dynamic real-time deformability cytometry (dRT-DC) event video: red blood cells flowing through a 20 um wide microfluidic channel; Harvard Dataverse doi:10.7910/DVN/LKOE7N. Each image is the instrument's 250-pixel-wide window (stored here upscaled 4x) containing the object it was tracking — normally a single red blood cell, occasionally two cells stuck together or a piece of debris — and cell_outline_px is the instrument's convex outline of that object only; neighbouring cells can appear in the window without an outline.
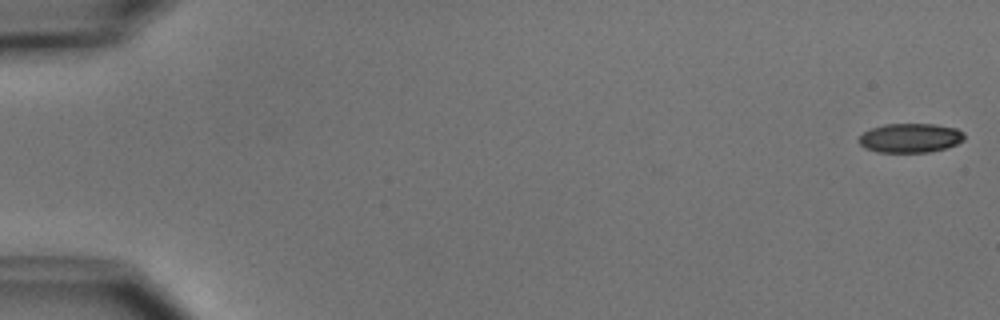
{"species": "common noctule bat (a hibernating species)", "species_latin": "Nyctalus noctula", "temperature_condition": "cold", "stored_images_in_passage": 46, "camera_frame_rate_fps": 3000, "um_per_image_px": 0.085, "animal": {"sex": "male", "body_mass_g": 15.6}, "frame": {"image": 1, "passage_image": 1, "time_ms": 0.0, "image_size_px": [1000, 320], "cell_outline_px": [[964, 140], [956, 144], [944, 148], [928, 152], [876, 152], [864, 148], [856, 140], [864, 132], [872, 128], [884, 124], [932, 124], [956, 128], [964, 132]], "centroid_in_image_um": [77.34, 11.73], "position_along_channel_um": 7.7, "area_um2": 17.98}}
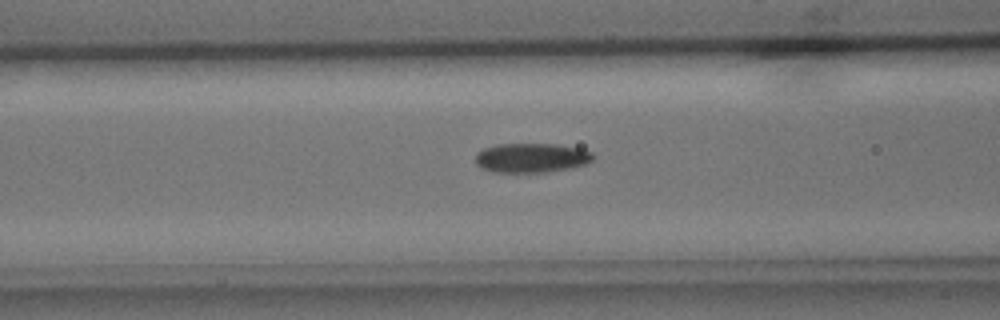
{"frame": {"image": 2, "passage_image": 22, "time_ms": 7.0, "image_size_px": [1000, 320], "cell_outline_px": [[592, 160], [584, 164], [568, 168], [544, 172], [492, 172], [480, 168], [476, 164], [476, 152], [484, 148], [496, 144], [556, 144], [580, 148], [592, 152]], "centroid_in_image_um": [45.11, 13.41], "position_along_channel_um": 121.5, "area_um2": 20.11}}
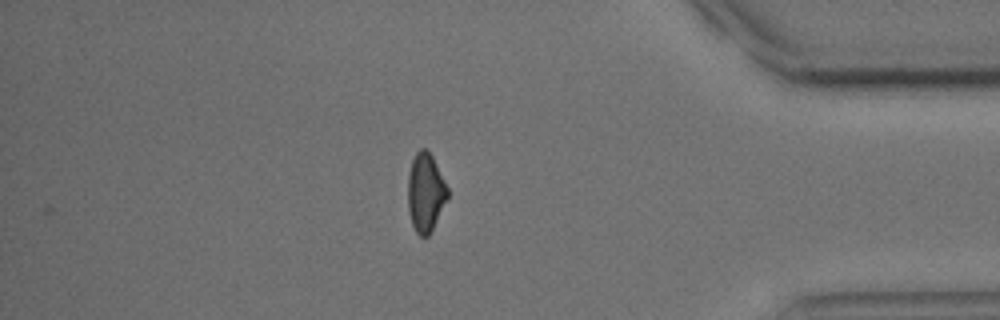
{"frame": {"image": 3, "passage_image": 46, "time_ms": 15.0, "image_size_px": [1000, 320], "cell_outline_px": [[448, 196], [428, 236], [420, 236], [416, 232], [412, 224], [408, 212], [408, 176], [412, 160], [416, 152], [420, 148], [424, 148], [432, 156], [448, 188]], "centroid_in_image_um": [36.15, 16.35], "position_along_channel_um": 399.1, "area_um2": 17.86}, "authors_computed_cell_mechanics": {"area_um2": 19.4497, "velocity_mm_per_s": 3.8218, "shape_relaxation_time_tau1_ms": 3.0696, "shape_relaxation_time_tau2_ms": 6.655, "deformation_change_tau1": 0.1097, "deformation_change_tau2": 0.1287}}